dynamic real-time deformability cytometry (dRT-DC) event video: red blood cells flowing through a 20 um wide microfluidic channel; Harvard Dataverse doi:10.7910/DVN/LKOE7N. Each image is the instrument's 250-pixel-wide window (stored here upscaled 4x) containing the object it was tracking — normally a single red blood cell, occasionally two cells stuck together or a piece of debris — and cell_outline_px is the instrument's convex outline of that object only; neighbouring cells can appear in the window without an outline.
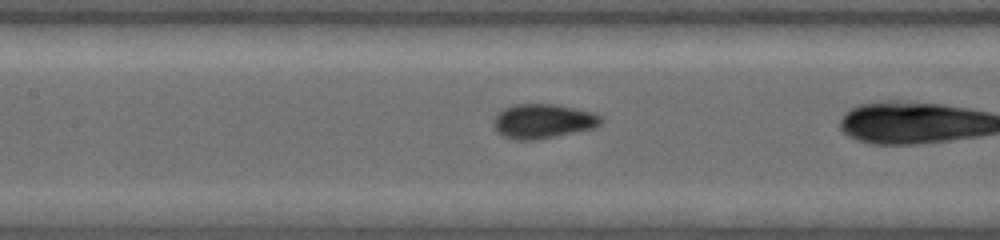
{"species": "common noctule bat (a hibernating species)", "species_latin": "Nyctalus noctula", "temperature_condition": "warm", "stored_images_in_passage": 15, "camera_frame_rate_fps": 4500, "um_per_image_px": 0.085, "animal": {"sex": "female", "body_mass_g": 19.0, "forearm_length_mm": 53.3}, "frame": {"image": 1, "passage_image": 9, "time_ms": 3.333, "image_size_px": [1000, 240], "cell_outline_px": [[604, 120], [596, 128], [536, 140], [516, 140], [504, 136], [496, 132], [492, 120], [496, 112], [504, 108], [516, 104], [556, 104], [576, 108], [592, 112], [600, 116]], "centroid_in_image_um": [46.13, 10.3], "position_along_channel_um": 161.3, "area_um2": 21.85}}
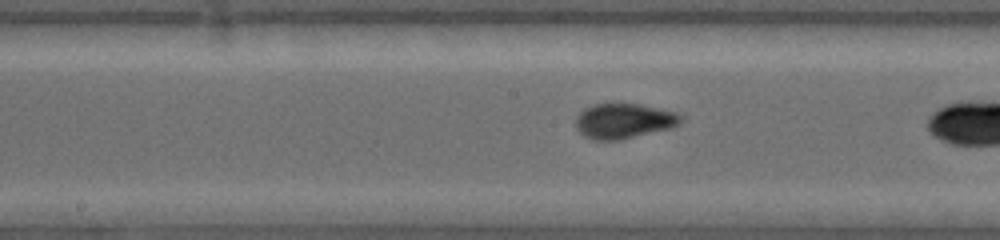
{"frame": {"image": 2, "passage_image": 13, "time_ms": 4.222, "image_size_px": [1000, 240], "cell_outline_px": [[680, 124], [672, 128], [620, 140], [592, 140], [584, 136], [576, 128], [576, 116], [584, 108], [592, 104], [640, 104], [676, 112], [680, 116]], "centroid_in_image_um": [53.0, 10.29], "position_along_channel_um": 195.2, "area_um2": 21.5}}